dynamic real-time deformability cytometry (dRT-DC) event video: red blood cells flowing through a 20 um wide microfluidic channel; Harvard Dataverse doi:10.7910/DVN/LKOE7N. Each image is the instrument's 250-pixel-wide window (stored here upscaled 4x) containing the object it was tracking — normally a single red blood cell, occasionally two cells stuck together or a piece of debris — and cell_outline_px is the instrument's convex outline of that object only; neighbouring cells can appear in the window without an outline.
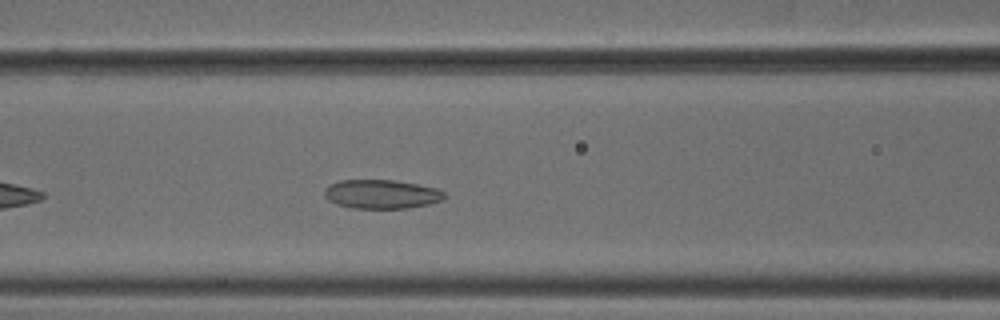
{"species": "common noctule bat (a hibernating species)", "species_latin": "Nyctalus noctula", "temperature_condition": "cold", "stored_images_in_passage": 41, "camera_frame_rate_fps": 3000, "um_per_image_px": 0.085, "animal": {"sex": "male", "body_mass_g": 18.8}, "frame": {"image": 1, "passage_image": 10, "time_ms": 3.0, "image_size_px": [1000, 320], "cell_outline_px": [[448, 196], [444, 200], [428, 204], [408, 208], [352, 208], [336, 204], [328, 200], [324, 196], [324, 188], [340, 180], [396, 180], [436, 188], [444, 192]], "centroid_in_image_um": [32.44, 16.5], "position_along_channel_um": 134.2, "area_um2": 20.35}}
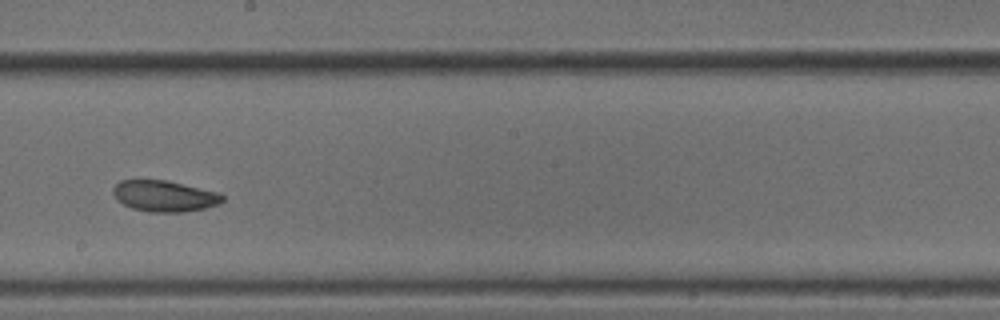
{"frame": {"image": 2, "passage_image": 18, "time_ms": 5.667, "image_size_px": [1000, 320], "cell_outline_px": [[224, 200], [220, 204], [204, 208], [184, 212], [148, 212], [132, 208], [116, 200], [112, 192], [112, 188], [120, 180], [164, 180], [220, 192], [224, 196]], "centroid_in_image_um": [13.97, 16.67], "position_along_channel_um": 234.2, "area_um2": 19.94}}
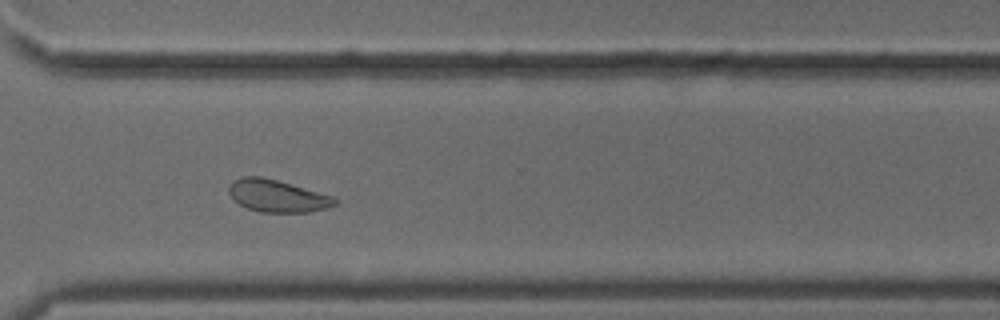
{"frame": {"image": 3, "passage_image": 27, "time_ms": 8.667, "image_size_px": [1000, 320], "cell_outline_px": [[340, 200], [336, 204], [328, 208], [308, 212], [260, 212], [248, 208], [232, 200], [228, 192], [228, 188], [232, 180], [240, 176], [260, 176], [276, 180], [336, 196]], "centroid_in_image_um": [23.58, 16.65], "position_along_channel_um": 347.0, "area_um2": 20.23}, "authors_computed_cell_mechanics": {"area_um2": 20.7502, "velocity_mm_per_s": 3.7588, "shape_relaxation_time_tau1_ms": 7.3142, "shape_relaxation_time_tau2_ms": 3.1383, "deformation_change_tau1": 0.1275, "deformation_change_tau2": 0.0742}}